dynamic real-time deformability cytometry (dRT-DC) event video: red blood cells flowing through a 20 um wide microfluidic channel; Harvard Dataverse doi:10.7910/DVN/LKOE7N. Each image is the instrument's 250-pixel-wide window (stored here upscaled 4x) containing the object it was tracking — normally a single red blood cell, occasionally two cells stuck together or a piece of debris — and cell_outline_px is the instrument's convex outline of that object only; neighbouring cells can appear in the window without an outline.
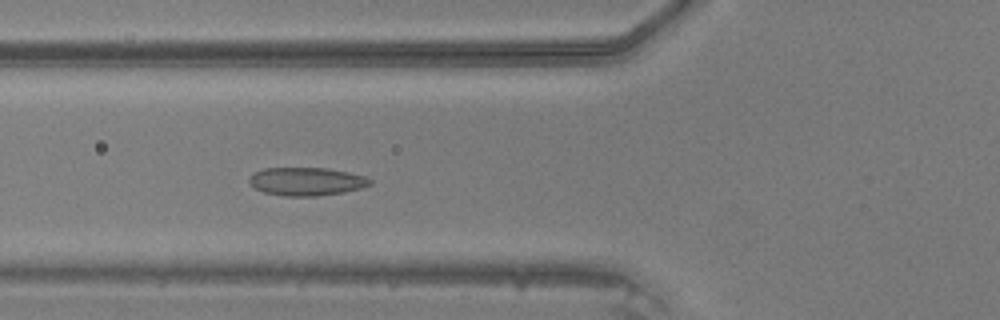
{"species": "common noctule bat (a hibernating species)", "species_latin": "Nyctalus noctula", "temperature_condition": "warm", "stored_images_in_passage": 45, "camera_frame_rate_fps": 3000, "um_per_image_px": 0.085, "animal": {"sex": "male", "body_mass_g": 20.5, "forearm_length_mm": 52.5}, "frame": {"image": 1, "passage_image": 19, "time_ms": 6.0, "image_size_px": [1000, 320], "cell_outline_px": [[372, 184], [360, 188], [344, 192], [316, 196], [284, 196], [264, 192], [256, 188], [248, 180], [252, 172], [264, 168], [324, 168], [348, 172], [364, 176], [372, 180]], "centroid_in_image_um": [26.04, 15.42], "position_along_channel_um": 99.8, "area_um2": 19.77}}
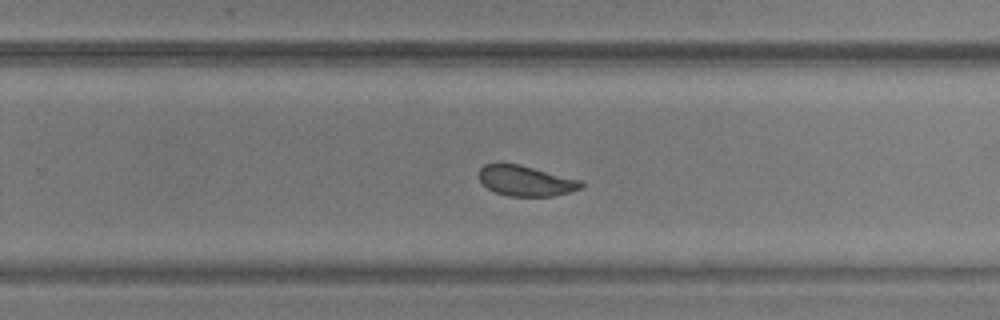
{"frame": {"image": 2, "passage_image": 32, "time_ms": 10.333, "image_size_px": [1000, 320], "cell_outline_px": [[584, 184], [580, 188], [568, 192], [552, 196], [508, 196], [496, 192], [488, 188], [476, 176], [480, 168], [484, 164], [496, 160], [500, 160], [520, 164], [580, 180]], "centroid_in_image_um": [44.58, 15.32], "position_along_channel_um": 285.2, "area_um2": 18.5}}
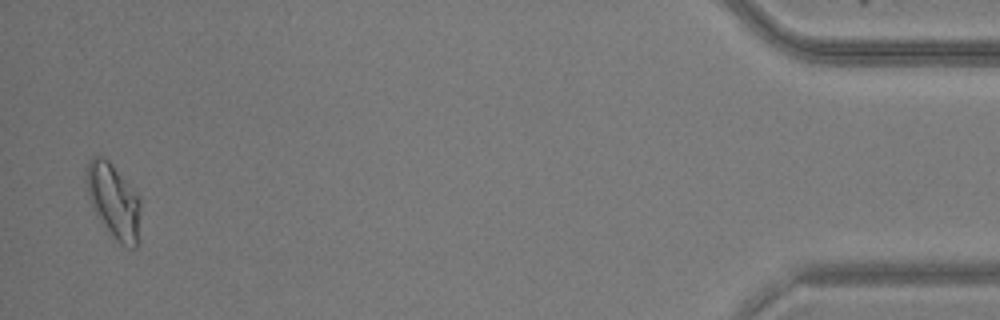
{"frame": {"image": 3, "passage_image": 44, "time_ms": 14.333, "image_size_px": [1000, 320], "cell_outline_px": [[140, 240], [136, 248], [128, 248], [120, 244], [112, 236], [96, 212], [88, 196], [84, 180], [88, 160], [92, 156], [104, 156], [112, 164], [140, 200]], "centroid_in_image_um": [9.66, 17.1], "position_along_channel_um": 425.5, "area_um2": 23.52}}